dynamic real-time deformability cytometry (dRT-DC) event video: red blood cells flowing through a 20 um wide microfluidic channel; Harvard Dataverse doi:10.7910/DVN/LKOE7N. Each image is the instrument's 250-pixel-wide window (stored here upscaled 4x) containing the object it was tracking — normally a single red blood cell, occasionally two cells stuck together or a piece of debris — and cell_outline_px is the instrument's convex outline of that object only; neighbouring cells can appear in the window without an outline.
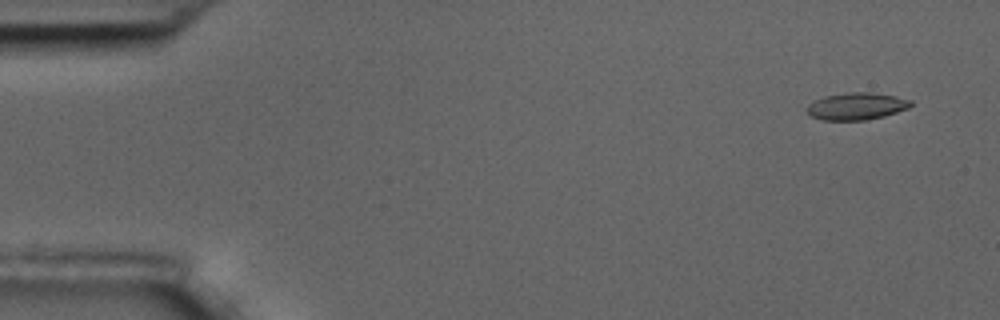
{"species": "common noctule bat (a hibernating species)", "species_latin": "Nyctalus noctula", "temperature_condition": "room temperature", "stored_images_in_passage": 6, "camera_frame_rate_fps": 3000, "um_per_image_px": 0.085, "animal": {"sex": "male", "body_mass_g": 17.5, "forearm_length_mm": 52.3}, "frame": {"image": 1, "passage_image": 2, "time_ms": 0.333, "image_size_px": [1000, 320], "cell_outline_px": [[912, 104], [908, 108], [884, 116], [864, 120], [824, 120], [812, 116], [804, 112], [804, 108], [808, 104], [824, 96], [848, 92], [872, 92], [896, 96], [912, 100]], "centroid_in_image_um": [72.78, 9.02], "position_along_channel_um": 12.2, "area_um2": 16.53}}
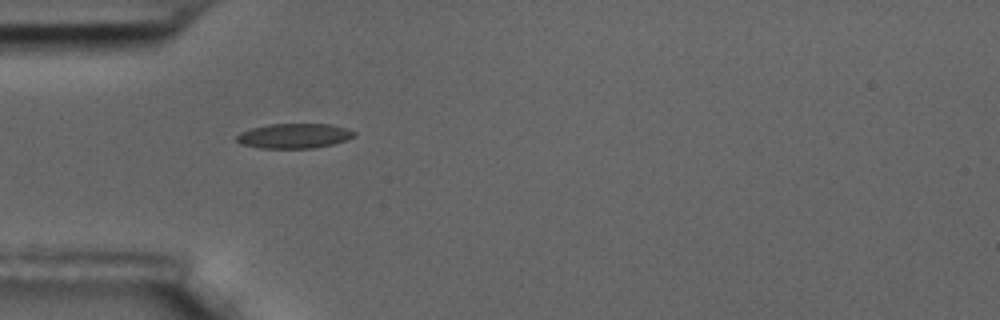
{"frame": {"image": 2, "passage_image": 5, "time_ms": 1.333, "image_size_px": [1000, 320], "cell_outline_px": [[356, 136], [332, 144], [312, 148], [260, 148], [240, 144], [236, 140], [236, 136], [240, 132], [252, 128], [268, 124], [332, 124], [356, 132]], "centroid_in_image_um": [24.97, 11.55], "position_along_channel_um": 60.0, "area_um2": 16.94}}